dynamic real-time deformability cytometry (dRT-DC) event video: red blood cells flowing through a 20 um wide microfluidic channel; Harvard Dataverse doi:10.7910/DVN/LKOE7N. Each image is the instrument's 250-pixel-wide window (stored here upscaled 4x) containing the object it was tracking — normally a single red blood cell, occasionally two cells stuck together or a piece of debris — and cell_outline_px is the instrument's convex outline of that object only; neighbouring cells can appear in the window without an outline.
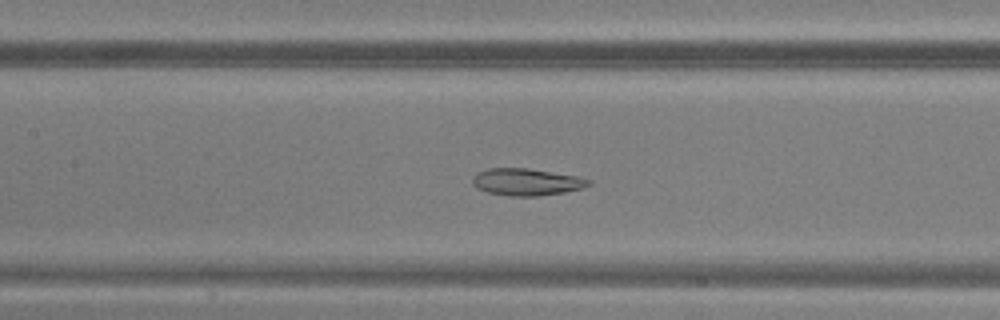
{"species": "common noctule bat (a hibernating species)", "species_latin": "Nyctalus noctula", "temperature_condition": "warm", "stored_images_in_passage": 40, "camera_frame_rate_fps": 3000, "um_per_image_px": 0.085, "animal": {"sex": "male", "body_mass_g": 20.5, "forearm_length_mm": 52.5}, "frame": {"image": 1, "passage_image": 23, "time_ms": 7.333, "image_size_px": [1000, 320], "cell_outline_px": [[592, 184], [580, 188], [564, 192], [540, 196], [508, 196], [488, 192], [476, 188], [472, 184], [472, 180], [476, 172], [488, 168], [528, 168], [576, 176], [592, 180]], "centroid_in_image_um": [44.72, 15.46], "position_along_channel_um": 162.7, "area_um2": 18.32}}
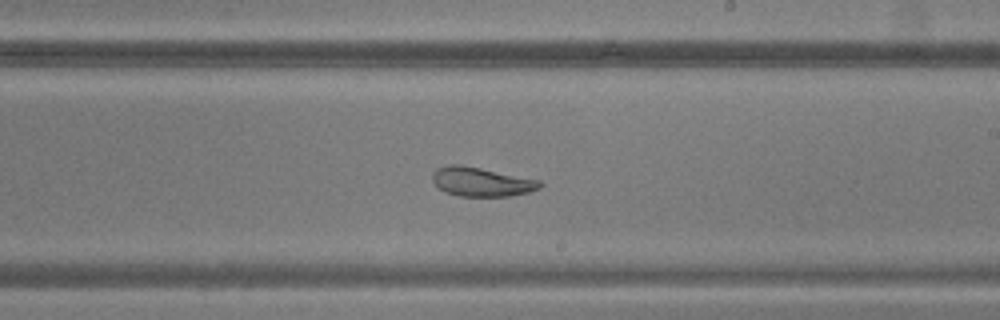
{"frame": {"image": 2, "passage_image": 29, "time_ms": 9.333, "image_size_px": [1000, 320], "cell_outline_px": [[544, 184], [540, 188], [528, 192], [512, 196], [460, 196], [444, 192], [432, 180], [432, 172], [436, 168], [448, 164], [460, 164], [540, 180]], "centroid_in_image_um": [40.91, 15.45], "position_along_channel_um": 248.1, "area_um2": 18.26}}
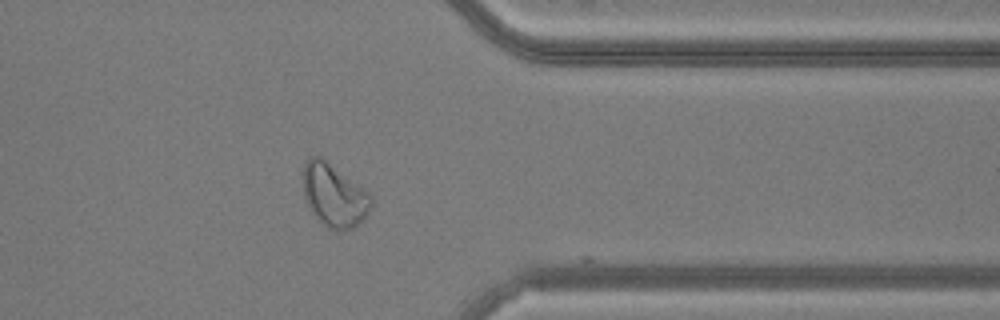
{"frame": {"image": 3, "passage_image": 39, "time_ms": 12.667, "image_size_px": [1000, 320], "cell_outline_px": [[372, 204], [364, 220], [352, 228], [340, 232], [328, 228], [312, 212], [304, 196], [304, 160], [312, 156], [320, 156], [364, 188], [372, 196]], "centroid_in_image_um": [28.42, 16.61], "position_along_channel_um": 383.0, "area_um2": 24.85}}